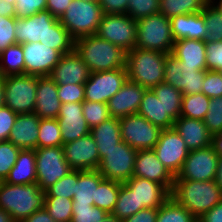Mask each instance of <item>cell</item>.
Returning a JSON list of instances; mask_svg holds the SVG:
<instances>
[{
  "instance_id": "6125c7cd",
  "label": "cell",
  "mask_w": 222,
  "mask_h": 222,
  "mask_svg": "<svg viewBox=\"0 0 222 222\" xmlns=\"http://www.w3.org/2000/svg\"><path fill=\"white\" fill-rule=\"evenodd\" d=\"M20 222H56V221L48 214L45 208H42L40 210H37L31 216Z\"/></svg>"
},
{
  "instance_id": "8d00e7d4",
  "label": "cell",
  "mask_w": 222,
  "mask_h": 222,
  "mask_svg": "<svg viewBox=\"0 0 222 222\" xmlns=\"http://www.w3.org/2000/svg\"><path fill=\"white\" fill-rule=\"evenodd\" d=\"M120 186V182L103 179L96 188L94 206L111 214L117 202Z\"/></svg>"
},
{
  "instance_id": "2644e50d",
  "label": "cell",
  "mask_w": 222,
  "mask_h": 222,
  "mask_svg": "<svg viewBox=\"0 0 222 222\" xmlns=\"http://www.w3.org/2000/svg\"><path fill=\"white\" fill-rule=\"evenodd\" d=\"M102 222H122V221L114 217L112 214H108V216H106V218H104Z\"/></svg>"
},
{
  "instance_id": "f6af8a7d",
  "label": "cell",
  "mask_w": 222,
  "mask_h": 222,
  "mask_svg": "<svg viewBox=\"0 0 222 222\" xmlns=\"http://www.w3.org/2000/svg\"><path fill=\"white\" fill-rule=\"evenodd\" d=\"M203 122L213 137L222 133V96L210 98L208 111Z\"/></svg>"
},
{
  "instance_id": "836d02e7",
  "label": "cell",
  "mask_w": 222,
  "mask_h": 222,
  "mask_svg": "<svg viewBox=\"0 0 222 222\" xmlns=\"http://www.w3.org/2000/svg\"><path fill=\"white\" fill-rule=\"evenodd\" d=\"M157 98L165 105V111L175 121L180 117L182 106V92L167 83H159L151 88Z\"/></svg>"
},
{
  "instance_id": "f546056e",
  "label": "cell",
  "mask_w": 222,
  "mask_h": 222,
  "mask_svg": "<svg viewBox=\"0 0 222 222\" xmlns=\"http://www.w3.org/2000/svg\"><path fill=\"white\" fill-rule=\"evenodd\" d=\"M4 182L13 185H28L36 183L35 150H20L16 163L11 168L10 173Z\"/></svg>"
},
{
  "instance_id": "89a4df30",
  "label": "cell",
  "mask_w": 222,
  "mask_h": 222,
  "mask_svg": "<svg viewBox=\"0 0 222 222\" xmlns=\"http://www.w3.org/2000/svg\"><path fill=\"white\" fill-rule=\"evenodd\" d=\"M209 3L222 14V0H209Z\"/></svg>"
},
{
  "instance_id": "52a82bcc",
  "label": "cell",
  "mask_w": 222,
  "mask_h": 222,
  "mask_svg": "<svg viewBox=\"0 0 222 222\" xmlns=\"http://www.w3.org/2000/svg\"><path fill=\"white\" fill-rule=\"evenodd\" d=\"M100 163L97 168L104 179L124 183L133 177L137 150L124 141L109 151H98Z\"/></svg>"
},
{
  "instance_id": "8992f818",
  "label": "cell",
  "mask_w": 222,
  "mask_h": 222,
  "mask_svg": "<svg viewBox=\"0 0 222 222\" xmlns=\"http://www.w3.org/2000/svg\"><path fill=\"white\" fill-rule=\"evenodd\" d=\"M103 15L100 3L72 0L59 21L77 39L96 34Z\"/></svg>"
},
{
  "instance_id": "8c879c8a",
  "label": "cell",
  "mask_w": 222,
  "mask_h": 222,
  "mask_svg": "<svg viewBox=\"0 0 222 222\" xmlns=\"http://www.w3.org/2000/svg\"><path fill=\"white\" fill-rule=\"evenodd\" d=\"M86 2H97V3H100L101 0H84Z\"/></svg>"
},
{
  "instance_id": "d590c367",
  "label": "cell",
  "mask_w": 222,
  "mask_h": 222,
  "mask_svg": "<svg viewBox=\"0 0 222 222\" xmlns=\"http://www.w3.org/2000/svg\"><path fill=\"white\" fill-rule=\"evenodd\" d=\"M209 0H160L159 12L168 19L180 14L201 12Z\"/></svg>"
},
{
  "instance_id": "74e56055",
  "label": "cell",
  "mask_w": 222,
  "mask_h": 222,
  "mask_svg": "<svg viewBox=\"0 0 222 222\" xmlns=\"http://www.w3.org/2000/svg\"><path fill=\"white\" fill-rule=\"evenodd\" d=\"M197 220L188 209L170 196L158 208L156 222H196Z\"/></svg>"
},
{
  "instance_id": "484cf974",
  "label": "cell",
  "mask_w": 222,
  "mask_h": 222,
  "mask_svg": "<svg viewBox=\"0 0 222 222\" xmlns=\"http://www.w3.org/2000/svg\"><path fill=\"white\" fill-rule=\"evenodd\" d=\"M40 117L35 113L18 114L10 131L8 141L22 149L35 150Z\"/></svg>"
},
{
  "instance_id": "60d3db41",
  "label": "cell",
  "mask_w": 222,
  "mask_h": 222,
  "mask_svg": "<svg viewBox=\"0 0 222 222\" xmlns=\"http://www.w3.org/2000/svg\"><path fill=\"white\" fill-rule=\"evenodd\" d=\"M141 209H143V207H137V199L134 192H132L124 183H121L117 202L111 214L122 221L134 215Z\"/></svg>"
},
{
  "instance_id": "db71d44e",
  "label": "cell",
  "mask_w": 222,
  "mask_h": 222,
  "mask_svg": "<svg viewBox=\"0 0 222 222\" xmlns=\"http://www.w3.org/2000/svg\"><path fill=\"white\" fill-rule=\"evenodd\" d=\"M47 0H15L16 18H26L46 10Z\"/></svg>"
},
{
  "instance_id": "11a10c76",
  "label": "cell",
  "mask_w": 222,
  "mask_h": 222,
  "mask_svg": "<svg viewBox=\"0 0 222 222\" xmlns=\"http://www.w3.org/2000/svg\"><path fill=\"white\" fill-rule=\"evenodd\" d=\"M207 70L219 71L222 68V41L205 42Z\"/></svg>"
},
{
  "instance_id": "ab89813d",
  "label": "cell",
  "mask_w": 222,
  "mask_h": 222,
  "mask_svg": "<svg viewBox=\"0 0 222 222\" xmlns=\"http://www.w3.org/2000/svg\"><path fill=\"white\" fill-rule=\"evenodd\" d=\"M209 103L210 98L203 93L183 95L180 116L203 120Z\"/></svg>"
},
{
  "instance_id": "4316f807",
  "label": "cell",
  "mask_w": 222,
  "mask_h": 222,
  "mask_svg": "<svg viewBox=\"0 0 222 222\" xmlns=\"http://www.w3.org/2000/svg\"><path fill=\"white\" fill-rule=\"evenodd\" d=\"M174 41L182 39L204 40L207 38L205 19L202 12L180 14L170 19Z\"/></svg>"
},
{
  "instance_id": "5bb4252c",
  "label": "cell",
  "mask_w": 222,
  "mask_h": 222,
  "mask_svg": "<svg viewBox=\"0 0 222 222\" xmlns=\"http://www.w3.org/2000/svg\"><path fill=\"white\" fill-rule=\"evenodd\" d=\"M127 79L125 68L93 72L84 84L85 100L107 104Z\"/></svg>"
},
{
  "instance_id": "277c9868",
  "label": "cell",
  "mask_w": 222,
  "mask_h": 222,
  "mask_svg": "<svg viewBox=\"0 0 222 222\" xmlns=\"http://www.w3.org/2000/svg\"><path fill=\"white\" fill-rule=\"evenodd\" d=\"M166 53L134 48L126 52L128 80L151 89L164 81Z\"/></svg>"
},
{
  "instance_id": "30bf717a",
  "label": "cell",
  "mask_w": 222,
  "mask_h": 222,
  "mask_svg": "<svg viewBox=\"0 0 222 222\" xmlns=\"http://www.w3.org/2000/svg\"><path fill=\"white\" fill-rule=\"evenodd\" d=\"M96 35L128 52L137 40V22L128 14H104Z\"/></svg>"
},
{
  "instance_id": "ee69618b",
  "label": "cell",
  "mask_w": 222,
  "mask_h": 222,
  "mask_svg": "<svg viewBox=\"0 0 222 222\" xmlns=\"http://www.w3.org/2000/svg\"><path fill=\"white\" fill-rule=\"evenodd\" d=\"M78 181V170H72L55 184L45 190V197H66L73 199L76 182Z\"/></svg>"
},
{
  "instance_id": "753ad0ef",
  "label": "cell",
  "mask_w": 222,
  "mask_h": 222,
  "mask_svg": "<svg viewBox=\"0 0 222 222\" xmlns=\"http://www.w3.org/2000/svg\"><path fill=\"white\" fill-rule=\"evenodd\" d=\"M220 75L222 76V68L219 70Z\"/></svg>"
},
{
  "instance_id": "816d5d0a",
  "label": "cell",
  "mask_w": 222,
  "mask_h": 222,
  "mask_svg": "<svg viewBox=\"0 0 222 222\" xmlns=\"http://www.w3.org/2000/svg\"><path fill=\"white\" fill-rule=\"evenodd\" d=\"M202 93L209 98L222 96V76L219 71L206 70Z\"/></svg>"
},
{
  "instance_id": "6f0895ef",
  "label": "cell",
  "mask_w": 222,
  "mask_h": 222,
  "mask_svg": "<svg viewBox=\"0 0 222 222\" xmlns=\"http://www.w3.org/2000/svg\"><path fill=\"white\" fill-rule=\"evenodd\" d=\"M104 14H127L128 0H101Z\"/></svg>"
},
{
  "instance_id": "f1b7e54d",
  "label": "cell",
  "mask_w": 222,
  "mask_h": 222,
  "mask_svg": "<svg viewBox=\"0 0 222 222\" xmlns=\"http://www.w3.org/2000/svg\"><path fill=\"white\" fill-rule=\"evenodd\" d=\"M137 113L162 130L174 126V120L165 111V105L151 89L145 90Z\"/></svg>"
},
{
  "instance_id": "681fc988",
  "label": "cell",
  "mask_w": 222,
  "mask_h": 222,
  "mask_svg": "<svg viewBox=\"0 0 222 222\" xmlns=\"http://www.w3.org/2000/svg\"><path fill=\"white\" fill-rule=\"evenodd\" d=\"M160 0H128L127 14L135 21L159 12Z\"/></svg>"
},
{
  "instance_id": "7dc6e473",
  "label": "cell",
  "mask_w": 222,
  "mask_h": 222,
  "mask_svg": "<svg viewBox=\"0 0 222 222\" xmlns=\"http://www.w3.org/2000/svg\"><path fill=\"white\" fill-rule=\"evenodd\" d=\"M108 214L94 205L73 204L71 222H102Z\"/></svg>"
},
{
  "instance_id": "2e32d148",
  "label": "cell",
  "mask_w": 222,
  "mask_h": 222,
  "mask_svg": "<svg viewBox=\"0 0 222 222\" xmlns=\"http://www.w3.org/2000/svg\"><path fill=\"white\" fill-rule=\"evenodd\" d=\"M24 57V74L34 76H50L62 54L41 43H22Z\"/></svg>"
},
{
  "instance_id": "4dcf8cb0",
  "label": "cell",
  "mask_w": 222,
  "mask_h": 222,
  "mask_svg": "<svg viewBox=\"0 0 222 222\" xmlns=\"http://www.w3.org/2000/svg\"><path fill=\"white\" fill-rule=\"evenodd\" d=\"M104 179L98 170H78V181L76 182L73 204L94 205L96 200V188Z\"/></svg>"
},
{
  "instance_id": "7a4b0ae2",
  "label": "cell",
  "mask_w": 222,
  "mask_h": 222,
  "mask_svg": "<svg viewBox=\"0 0 222 222\" xmlns=\"http://www.w3.org/2000/svg\"><path fill=\"white\" fill-rule=\"evenodd\" d=\"M74 50L91 73L125 68L126 51L96 34L75 39Z\"/></svg>"
},
{
  "instance_id": "e0dca14e",
  "label": "cell",
  "mask_w": 222,
  "mask_h": 222,
  "mask_svg": "<svg viewBox=\"0 0 222 222\" xmlns=\"http://www.w3.org/2000/svg\"><path fill=\"white\" fill-rule=\"evenodd\" d=\"M65 159L73 170H97L100 157L93 136L89 133L63 144Z\"/></svg>"
},
{
  "instance_id": "8fae6325",
  "label": "cell",
  "mask_w": 222,
  "mask_h": 222,
  "mask_svg": "<svg viewBox=\"0 0 222 222\" xmlns=\"http://www.w3.org/2000/svg\"><path fill=\"white\" fill-rule=\"evenodd\" d=\"M121 139L135 150L153 149L162 129L138 113L119 119Z\"/></svg>"
},
{
  "instance_id": "3957f363",
  "label": "cell",
  "mask_w": 222,
  "mask_h": 222,
  "mask_svg": "<svg viewBox=\"0 0 222 222\" xmlns=\"http://www.w3.org/2000/svg\"><path fill=\"white\" fill-rule=\"evenodd\" d=\"M45 191L37 183L13 185L1 181L0 208L9 213L14 222H20L44 208Z\"/></svg>"
},
{
  "instance_id": "7402d4cb",
  "label": "cell",
  "mask_w": 222,
  "mask_h": 222,
  "mask_svg": "<svg viewBox=\"0 0 222 222\" xmlns=\"http://www.w3.org/2000/svg\"><path fill=\"white\" fill-rule=\"evenodd\" d=\"M145 90V87L127 79L122 88L107 101L110 116L120 119L137 113Z\"/></svg>"
},
{
  "instance_id": "cb8c5ba5",
  "label": "cell",
  "mask_w": 222,
  "mask_h": 222,
  "mask_svg": "<svg viewBox=\"0 0 222 222\" xmlns=\"http://www.w3.org/2000/svg\"><path fill=\"white\" fill-rule=\"evenodd\" d=\"M61 104L57 84L49 76H37L34 113L41 119L57 118Z\"/></svg>"
},
{
  "instance_id": "be15d7a7",
  "label": "cell",
  "mask_w": 222,
  "mask_h": 222,
  "mask_svg": "<svg viewBox=\"0 0 222 222\" xmlns=\"http://www.w3.org/2000/svg\"><path fill=\"white\" fill-rule=\"evenodd\" d=\"M0 16L16 17L15 0H0Z\"/></svg>"
},
{
  "instance_id": "ffe728a7",
  "label": "cell",
  "mask_w": 222,
  "mask_h": 222,
  "mask_svg": "<svg viewBox=\"0 0 222 222\" xmlns=\"http://www.w3.org/2000/svg\"><path fill=\"white\" fill-rule=\"evenodd\" d=\"M58 20L47 10L26 18L15 17L16 43L39 42V39H44L49 27Z\"/></svg>"
},
{
  "instance_id": "5b68a950",
  "label": "cell",
  "mask_w": 222,
  "mask_h": 222,
  "mask_svg": "<svg viewBox=\"0 0 222 222\" xmlns=\"http://www.w3.org/2000/svg\"><path fill=\"white\" fill-rule=\"evenodd\" d=\"M137 22L136 48L169 54L174 46L171 22L158 12L139 19Z\"/></svg>"
},
{
  "instance_id": "9a60e30c",
  "label": "cell",
  "mask_w": 222,
  "mask_h": 222,
  "mask_svg": "<svg viewBox=\"0 0 222 222\" xmlns=\"http://www.w3.org/2000/svg\"><path fill=\"white\" fill-rule=\"evenodd\" d=\"M153 151L174 177L182 169L189 154L185 141L174 127L162 130Z\"/></svg>"
},
{
  "instance_id": "44dd1931",
  "label": "cell",
  "mask_w": 222,
  "mask_h": 222,
  "mask_svg": "<svg viewBox=\"0 0 222 222\" xmlns=\"http://www.w3.org/2000/svg\"><path fill=\"white\" fill-rule=\"evenodd\" d=\"M61 129L63 144L79 139L90 133L82 112V103H62L56 118Z\"/></svg>"
},
{
  "instance_id": "d6986e66",
  "label": "cell",
  "mask_w": 222,
  "mask_h": 222,
  "mask_svg": "<svg viewBox=\"0 0 222 222\" xmlns=\"http://www.w3.org/2000/svg\"><path fill=\"white\" fill-rule=\"evenodd\" d=\"M91 71L82 61L79 54L73 50L65 53L55 65L50 78L56 84H85L89 79Z\"/></svg>"
},
{
  "instance_id": "603a6c76",
  "label": "cell",
  "mask_w": 222,
  "mask_h": 222,
  "mask_svg": "<svg viewBox=\"0 0 222 222\" xmlns=\"http://www.w3.org/2000/svg\"><path fill=\"white\" fill-rule=\"evenodd\" d=\"M124 184L134 192L137 207L159 208L171 196L163 185L146 178L131 177Z\"/></svg>"
},
{
  "instance_id": "e7e4bbea",
  "label": "cell",
  "mask_w": 222,
  "mask_h": 222,
  "mask_svg": "<svg viewBox=\"0 0 222 222\" xmlns=\"http://www.w3.org/2000/svg\"><path fill=\"white\" fill-rule=\"evenodd\" d=\"M213 145L215 146L219 157H222V133L213 137Z\"/></svg>"
},
{
  "instance_id": "83f0119b",
  "label": "cell",
  "mask_w": 222,
  "mask_h": 222,
  "mask_svg": "<svg viewBox=\"0 0 222 222\" xmlns=\"http://www.w3.org/2000/svg\"><path fill=\"white\" fill-rule=\"evenodd\" d=\"M185 65L196 66V69L207 70L206 45L204 40L182 39L175 41L172 52Z\"/></svg>"
},
{
  "instance_id": "1f68e13d",
  "label": "cell",
  "mask_w": 222,
  "mask_h": 222,
  "mask_svg": "<svg viewBox=\"0 0 222 222\" xmlns=\"http://www.w3.org/2000/svg\"><path fill=\"white\" fill-rule=\"evenodd\" d=\"M98 151H109L122 141L120 122L118 118L110 117L108 120L91 128Z\"/></svg>"
},
{
  "instance_id": "03108f58",
  "label": "cell",
  "mask_w": 222,
  "mask_h": 222,
  "mask_svg": "<svg viewBox=\"0 0 222 222\" xmlns=\"http://www.w3.org/2000/svg\"><path fill=\"white\" fill-rule=\"evenodd\" d=\"M215 182H216V183L220 186V188L222 189V157H219Z\"/></svg>"
},
{
  "instance_id": "4fadbf2b",
  "label": "cell",
  "mask_w": 222,
  "mask_h": 222,
  "mask_svg": "<svg viewBox=\"0 0 222 222\" xmlns=\"http://www.w3.org/2000/svg\"><path fill=\"white\" fill-rule=\"evenodd\" d=\"M219 155L212 144L209 147L189 151L182 169L174 180H215Z\"/></svg>"
},
{
  "instance_id": "bcb514c9",
  "label": "cell",
  "mask_w": 222,
  "mask_h": 222,
  "mask_svg": "<svg viewBox=\"0 0 222 222\" xmlns=\"http://www.w3.org/2000/svg\"><path fill=\"white\" fill-rule=\"evenodd\" d=\"M82 112L90 129L111 117L107 104L100 102H91L85 100L82 103Z\"/></svg>"
},
{
  "instance_id": "9c48e42d",
  "label": "cell",
  "mask_w": 222,
  "mask_h": 222,
  "mask_svg": "<svg viewBox=\"0 0 222 222\" xmlns=\"http://www.w3.org/2000/svg\"><path fill=\"white\" fill-rule=\"evenodd\" d=\"M36 183L42 191L73 169L65 159L63 146L36 148Z\"/></svg>"
},
{
  "instance_id": "94428289",
  "label": "cell",
  "mask_w": 222,
  "mask_h": 222,
  "mask_svg": "<svg viewBox=\"0 0 222 222\" xmlns=\"http://www.w3.org/2000/svg\"><path fill=\"white\" fill-rule=\"evenodd\" d=\"M199 222H222V201L215 205L210 211L206 212Z\"/></svg>"
},
{
  "instance_id": "c3c4849f",
  "label": "cell",
  "mask_w": 222,
  "mask_h": 222,
  "mask_svg": "<svg viewBox=\"0 0 222 222\" xmlns=\"http://www.w3.org/2000/svg\"><path fill=\"white\" fill-rule=\"evenodd\" d=\"M20 148L10 141H0V180L5 181L16 163Z\"/></svg>"
},
{
  "instance_id": "ba28073f",
  "label": "cell",
  "mask_w": 222,
  "mask_h": 222,
  "mask_svg": "<svg viewBox=\"0 0 222 222\" xmlns=\"http://www.w3.org/2000/svg\"><path fill=\"white\" fill-rule=\"evenodd\" d=\"M5 105L16 114L34 113L37 76L18 74L4 76Z\"/></svg>"
},
{
  "instance_id": "003e7915",
  "label": "cell",
  "mask_w": 222,
  "mask_h": 222,
  "mask_svg": "<svg viewBox=\"0 0 222 222\" xmlns=\"http://www.w3.org/2000/svg\"><path fill=\"white\" fill-rule=\"evenodd\" d=\"M4 93H5L4 77L0 75V108L5 106Z\"/></svg>"
},
{
  "instance_id": "f907efd6",
  "label": "cell",
  "mask_w": 222,
  "mask_h": 222,
  "mask_svg": "<svg viewBox=\"0 0 222 222\" xmlns=\"http://www.w3.org/2000/svg\"><path fill=\"white\" fill-rule=\"evenodd\" d=\"M61 103H83L85 101L84 84H57Z\"/></svg>"
},
{
  "instance_id": "9f6ffc18",
  "label": "cell",
  "mask_w": 222,
  "mask_h": 222,
  "mask_svg": "<svg viewBox=\"0 0 222 222\" xmlns=\"http://www.w3.org/2000/svg\"><path fill=\"white\" fill-rule=\"evenodd\" d=\"M16 114L6 105L0 108V141H8L10 131L15 123Z\"/></svg>"
},
{
  "instance_id": "7bdbcfd3",
  "label": "cell",
  "mask_w": 222,
  "mask_h": 222,
  "mask_svg": "<svg viewBox=\"0 0 222 222\" xmlns=\"http://www.w3.org/2000/svg\"><path fill=\"white\" fill-rule=\"evenodd\" d=\"M205 19L207 38L205 42L222 41V14H220L210 3L201 11Z\"/></svg>"
},
{
  "instance_id": "f35d334b",
  "label": "cell",
  "mask_w": 222,
  "mask_h": 222,
  "mask_svg": "<svg viewBox=\"0 0 222 222\" xmlns=\"http://www.w3.org/2000/svg\"><path fill=\"white\" fill-rule=\"evenodd\" d=\"M63 146L61 129L56 118L40 119L37 148Z\"/></svg>"
},
{
  "instance_id": "91938a15",
  "label": "cell",
  "mask_w": 222,
  "mask_h": 222,
  "mask_svg": "<svg viewBox=\"0 0 222 222\" xmlns=\"http://www.w3.org/2000/svg\"><path fill=\"white\" fill-rule=\"evenodd\" d=\"M72 0H47L46 10L55 18L60 19Z\"/></svg>"
},
{
  "instance_id": "a7ac6f4b",
  "label": "cell",
  "mask_w": 222,
  "mask_h": 222,
  "mask_svg": "<svg viewBox=\"0 0 222 222\" xmlns=\"http://www.w3.org/2000/svg\"><path fill=\"white\" fill-rule=\"evenodd\" d=\"M0 222H14L9 213L0 208Z\"/></svg>"
},
{
  "instance_id": "f5cc1de1",
  "label": "cell",
  "mask_w": 222,
  "mask_h": 222,
  "mask_svg": "<svg viewBox=\"0 0 222 222\" xmlns=\"http://www.w3.org/2000/svg\"><path fill=\"white\" fill-rule=\"evenodd\" d=\"M15 17L0 16V53L16 43Z\"/></svg>"
},
{
  "instance_id": "680465c9",
  "label": "cell",
  "mask_w": 222,
  "mask_h": 222,
  "mask_svg": "<svg viewBox=\"0 0 222 222\" xmlns=\"http://www.w3.org/2000/svg\"><path fill=\"white\" fill-rule=\"evenodd\" d=\"M157 216L158 208H143L122 222H156Z\"/></svg>"
},
{
  "instance_id": "ac0fdd59",
  "label": "cell",
  "mask_w": 222,
  "mask_h": 222,
  "mask_svg": "<svg viewBox=\"0 0 222 222\" xmlns=\"http://www.w3.org/2000/svg\"><path fill=\"white\" fill-rule=\"evenodd\" d=\"M133 177H142L153 182H158L170 193L173 189L175 178L157 158L153 149L137 151Z\"/></svg>"
},
{
  "instance_id": "e575fe53",
  "label": "cell",
  "mask_w": 222,
  "mask_h": 222,
  "mask_svg": "<svg viewBox=\"0 0 222 222\" xmlns=\"http://www.w3.org/2000/svg\"><path fill=\"white\" fill-rule=\"evenodd\" d=\"M24 74L22 44L15 43L0 53V75Z\"/></svg>"
},
{
  "instance_id": "b9f144b4",
  "label": "cell",
  "mask_w": 222,
  "mask_h": 222,
  "mask_svg": "<svg viewBox=\"0 0 222 222\" xmlns=\"http://www.w3.org/2000/svg\"><path fill=\"white\" fill-rule=\"evenodd\" d=\"M73 200L66 197H45L44 208L56 222H71Z\"/></svg>"
},
{
  "instance_id": "d6a6232c",
  "label": "cell",
  "mask_w": 222,
  "mask_h": 222,
  "mask_svg": "<svg viewBox=\"0 0 222 222\" xmlns=\"http://www.w3.org/2000/svg\"><path fill=\"white\" fill-rule=\"evenodd\" d=\"M39 42L59 51L62 55L74 50L75 39L58 20L55 22Z\"/></svg>"
},
{
  "instance_id": "d4e9b609",
  "label": "cell",
  "mask_w": 222,
  "mask_h": 222,
  "mask_svg": "<svg viewBox=\"0 0 222 222\" xmlns=\"http://www.w3.org/2000/svg\"><path fill=\"white\" fill-rule=\"evenodd\" d=\"M173 127L185 141L189 151L206 148L213 144V136L203 120L180 116L174 121Z\"/></svg>"
},
{
  "instance_id": "6da1fadb",
  "label": "cell",
  "mask_w": 222,
  "mask_h": 222,
  "mask_svg": "<svg viewBox=\"0 0 222 222\" xmlns=\"http://www.w3.org/2000/svg\"><path fill=\"white\" fill-rule=\"evenodd\" d=\"M170 194L180 205L188 209L196 219L201 218L222 201V189L215 180H174Z\"/></svg>"
},
{
  "instance_id": "7c38bea8",
  "label": "cell",
  "mask_w": 222,
  "mask_h": 222,
  "mask_svg": "<svg viewBox=\"0 0 222 222\" xmlns=\"http://www.w3.org/2000/svg\"><path fill=\"white\" fill-rule=\"evenodd\" d=\"M164 83L170 84L182 95L202 93L206 70H197L196 66L185 65L171 53L165 58Z\"/></svg>"
}]
</instances>
